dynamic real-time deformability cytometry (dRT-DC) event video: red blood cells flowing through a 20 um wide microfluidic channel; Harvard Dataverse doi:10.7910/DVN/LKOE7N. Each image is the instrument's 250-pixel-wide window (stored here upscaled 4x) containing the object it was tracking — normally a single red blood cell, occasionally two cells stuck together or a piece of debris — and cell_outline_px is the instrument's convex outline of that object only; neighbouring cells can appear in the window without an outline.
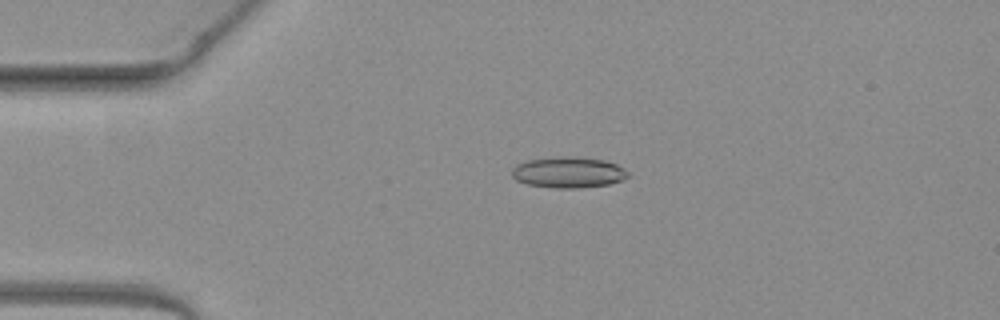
{"species": "common noctule bat (a hibernating species)", "species_latin": "Nyctalus noctula", "temperature_condition": "warm", "stored_images_in_passage": 21, "camera_frame_rate_fps": 3000, "um_per_image_px": 0.085, "animal": {"sex": "female", "body_mass_g": 19.3, "forearm_length_mm": 54.1}, "frame": {"image": 1, "passage_image": 12, "time_ms": 3.667, "image_size_px": [1000, 320], "cell_outline_px": [[632, 176], [608, 184], [580, 188], [552, 188], [528, 184], [516, 180], [512, 176], [512, 168], [516, 164], [528, 160], [560, 156], [572, 156], [604, 160], [616, 164], [624, 168]], "centroid_in_image_um": [48.31, 14.65], "position_along_channel_um": 36.7, "area_um2": 21.04}}
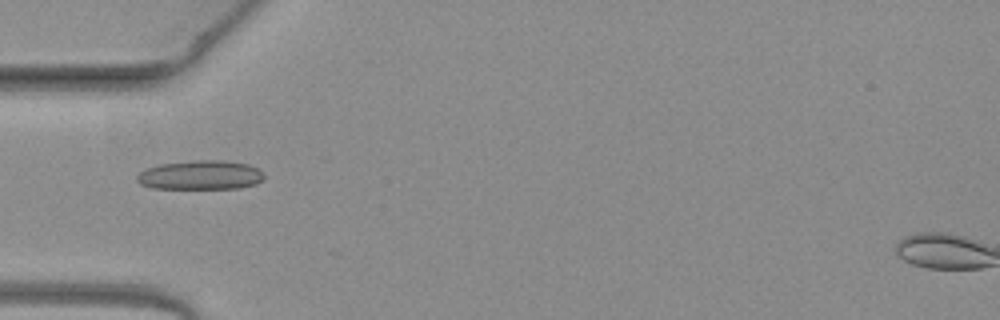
{"frame": {"image": 2, "passage_image": 17, "time_ms": 5.333, "image_size_px": [1000, 320], "cell_outline_px": [[264, 180], [256, 184], [240, 188], [152, 188], [140, 184], [136, 180], [136, 176], [144, 168], [160, 164], [196, 160], [220, 160], [248, 164], [264, 172]], "centroid_in_image_um": [17.04, 14.88], "position_along_channel_um": 68.0, "area_um2": 21.73}}
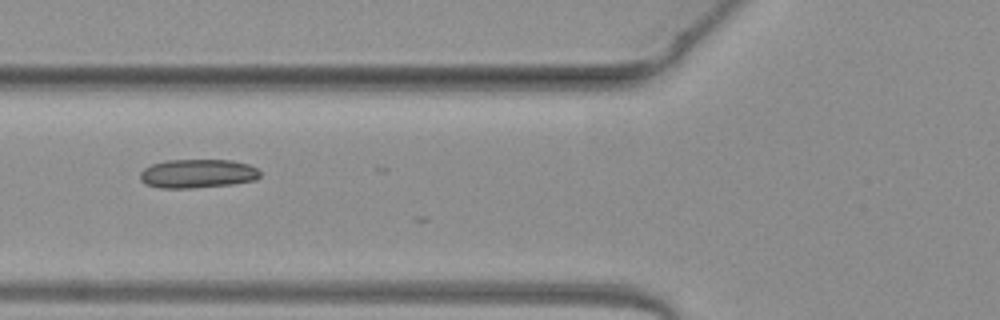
{"frame": {"image": 3, "passage_image": 20, "time_ms": 6.333, "image_size_px": [1000, 320], "cell_outline_px": [[260, 176], [256, 180], [232, 184], [192, 188], [160, 188], [144, 184], [140, 180], [140, 172], [144, 168], [152, 164], [164, 160], [232, 160], [248, 164], [256, 168], [260, 172]], "centroid_in_image_um": [16.77, 14.76], "position_along_channel_um": 109.0, "area_um2": 20.29}}